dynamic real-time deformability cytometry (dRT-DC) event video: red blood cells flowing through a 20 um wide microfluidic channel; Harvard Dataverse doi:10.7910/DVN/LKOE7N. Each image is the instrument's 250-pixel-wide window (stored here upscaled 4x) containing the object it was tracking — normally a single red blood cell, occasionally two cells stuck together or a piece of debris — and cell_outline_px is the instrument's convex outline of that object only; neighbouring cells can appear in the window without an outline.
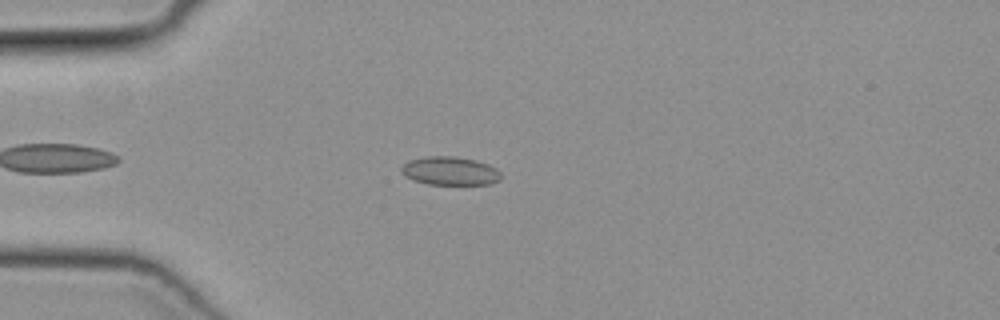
{"species": "common noctule bat (a hibernating species)", "species_latin": "Nyctalus noctula", "temperature_condition": "cold", "stored_images_in_passage": 38, "camera_frame_rate_fps": 3000, "um_per_image_px": 0.085, "animal": {"sex": "female", "body_mass_g": 19.3, "forearm_length_mm": 54.1}, "frame": {"image": 1, "passage_image": 2, "time_ms": 0.333, "image_size_px": [1000, 320], "cell_outline_px": [[500, 180], [488, 184], [428, 184], [412, 180], [404, 176], [400, 172], [400, 168], [408, 160], [428, 156], [452, 156], [476, 160], [488, 164], [496, 168], [500, 172]], "centroid_in_image_um": [38.21, 14.53], "position_along_channel_um": 46.8, "area_um2": 16.59}}
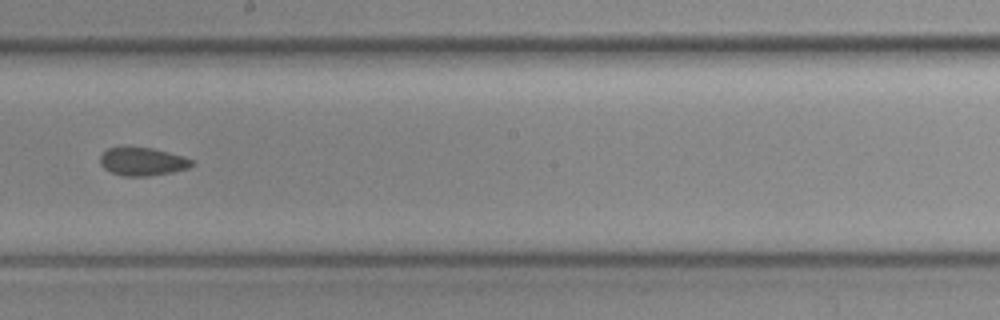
{"frame": {"image": 2, "passage_image": 17, "time_ms": 5.333, "image_size_px": [1000, 320], "cell_outline_px": [[196, 164], [188, 168], [172, 172], [148, 176], [124, 176], [112, 172], [104, 168], [100, 164], [100, 156], [108, 148], [152, 148], [184, 156], [192, 160]], "centroid_in_image_um": [12.15, 13.74], "position_along_channel_um": 236.1, "area_um2": 14.85}}
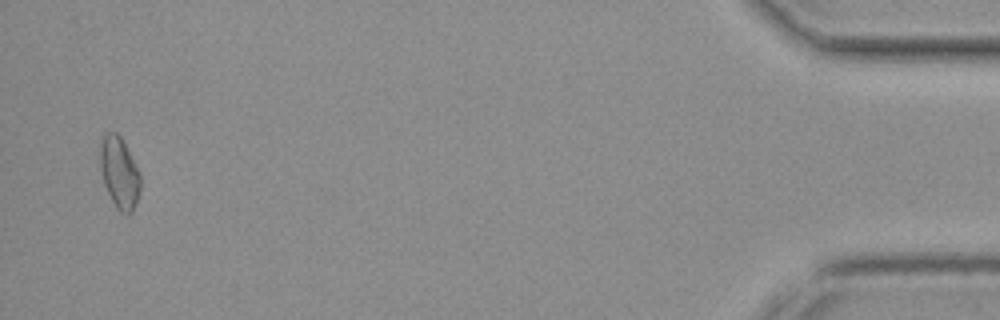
{"frame": {"image": 3, "passage_image": 37, "time_ms": 12.0, "image_size_px": [1000, 320], "cell_outline_px": [[140, 188], [136, 204], [132, 212], [128, 216], [124, 216], [116, 208], [104, 184], [100, 168], [100, 144], [104, 136], [108, 132], [116, 132], [120, 136], [140, 176]], "centroid_in_image_um": [10.13, 14.74], "position_along_channel_um": 425.1, "area_um2": 16.47}}